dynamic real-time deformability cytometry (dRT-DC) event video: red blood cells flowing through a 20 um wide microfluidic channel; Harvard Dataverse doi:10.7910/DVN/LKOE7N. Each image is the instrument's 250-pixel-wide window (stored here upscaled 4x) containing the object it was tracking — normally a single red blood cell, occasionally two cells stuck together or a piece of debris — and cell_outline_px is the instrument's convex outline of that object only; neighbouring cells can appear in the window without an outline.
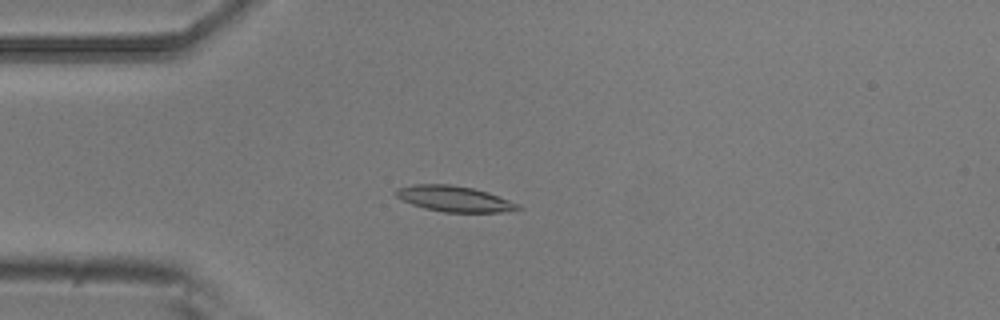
{"species": "common noctule bat (a hibernating species)", "species_latin": "Nyctalus noctula", "temperature_condition": "room temperature", "stored_images_in_passage": 5, "camera_frame_rate_fps": 3000, "um_per_image_px": 0.085, "animal": {"sex": "male", "body_mass_g": 20.5, "forearm_length_mm": 52.5}, "frame": {"image": 1, "passage_image": 4, "time_ms": 1.0, "image_size_px": [1000, 320], "cell_outline_px": [[524, 208], [500, 212], [444, 212], [424, 208], [412, 204], [396, 196], [396, 188], [416, 184], [448, 184], [472, 188], [488, 192], [520, 204]], "centroid_in_image_um": [38.64, 16.9], "position_along_channel_um": 46.4, "area_um2": 18.15}}